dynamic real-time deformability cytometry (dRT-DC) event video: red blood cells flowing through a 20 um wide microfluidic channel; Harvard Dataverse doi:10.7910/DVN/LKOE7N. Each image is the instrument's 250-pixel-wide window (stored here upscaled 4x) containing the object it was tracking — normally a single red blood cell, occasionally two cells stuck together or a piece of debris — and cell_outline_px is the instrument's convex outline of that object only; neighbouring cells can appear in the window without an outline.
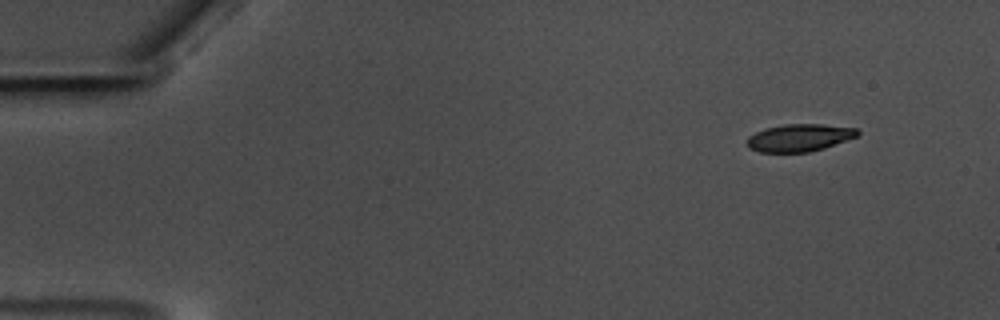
{"species": "common noctule bat (a hibernating species)", "species_latin": "Nyctalus noctula", "temperature_condition": "warm", "stored_images_in_passage": 54, "camera_frame_rate_fps": 3000, "um_per_image_px": 0.085, "animal": {"sex": "male", "body_mass_g": 17.5, "forearm_length_mm": 52.3}, "frame": {"image": 1, "passage_image": 1, "time_ms": 0.0, "image_size_px": [1000, 320], "cell_outline_px": [[860, 132], [856, 136], [824, 148], [808, 152], [760, 152], [748, 148], [744, 144], [744, 140], [748, 136], [764, 128], [784, 124], [820, 124], [856, 128]], "centroid_in_image_um": [67.85, 11.71], "position_along_channel_um": 17.1, "area_um2": 17.74}}
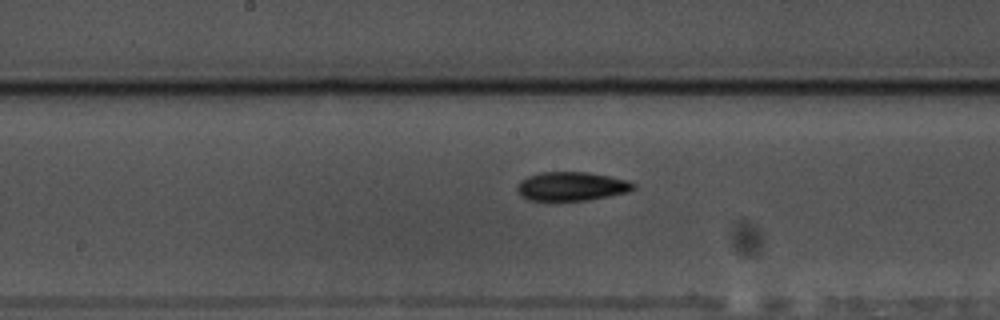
{"frame": {"image": 2, "passage_image": 26, "time_ms": 8.333, "image_size_px": [1000, 320], "cell_outline_px": [[636, 188], [628, 192], [588, 200], [544, 204], [528, 200], [520, 196], [516, 188], [520, 180], [528, 176], [540, 172], [588, 172], [628, 180], [636, 184]], "centroid_in_image_um": [48.51, 15.89], "position_along_channel_um": 199.7, "area_um2": 20.46}}
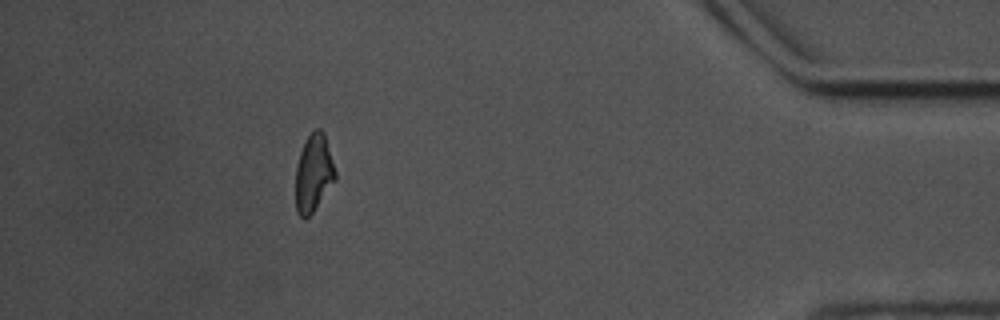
{"frame": {"image": 3, "passage_image": 48, "time_ms": 15.667, "image_size_px": [1000, 320], "cell_outline_px": [[336, 180], [312, 212], [304, 220], [296, 212], [296, 164], [304, 140], [316, 128], [320, 128], [324, 132], [336, 172]], "centroid_in_image_um": [26.65, 14.7], "position_along_channel_um": 408.6, "area_um2": 17.92}, "authors_computed_cell_mechanics": {"area_um2": 18.785, "velocity_mm_per_s": 3.53, "shape_relaxation_time_tau1_ms": 5.1842, "shape_relaxation_time_tau2_ms": 5.0768, "deformation_change_tau1": 0.1518, "deformation_change_tau2": 0.1222}}